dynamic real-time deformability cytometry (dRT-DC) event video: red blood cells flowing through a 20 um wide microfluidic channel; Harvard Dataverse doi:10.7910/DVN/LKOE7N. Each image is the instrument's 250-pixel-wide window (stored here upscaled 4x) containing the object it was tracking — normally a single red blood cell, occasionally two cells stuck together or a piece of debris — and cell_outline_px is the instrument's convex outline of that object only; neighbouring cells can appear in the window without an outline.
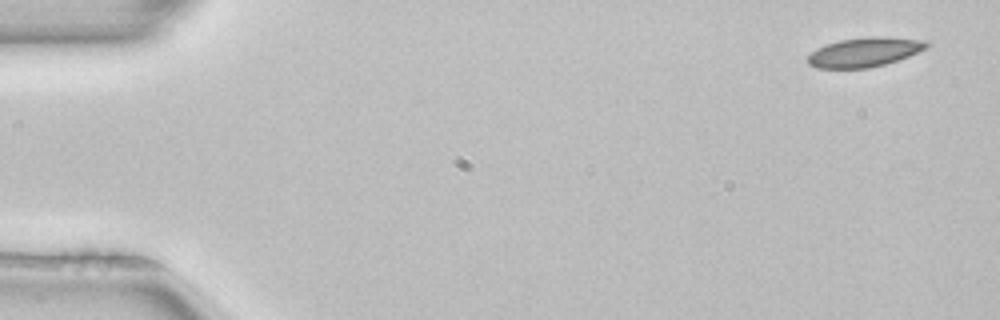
{"species": "common noctule bat (a hibernating species)", "species_latin": "Nyctalus noctula", "temperature_condition": "room temperature", "stored_images_in_passage": 5, "segment_of_instrument_passage": [1, 2], "camera_frame_rate_fps": 3000, "um_per_image_px": 0.085, "animal": {"sex": "female", "body_mass_g": 22.7, "forearm_length_mm": 54.2}, "frame": {"image": 1, "passage_image": 1, "time_ms": 0.0, "image_size_px": [1000, 320], "cell_outline_px": [[928, 48], [908, 56], [884, 64], [868, 68], [816, 68], [808, 64], [808, 56], [816, 48], [824, 44], [840, 40], [868, 36], [884, 36], [924, 40], [928, 44]], "centroid_in_image_um": [73.46, 4.42], "position_along_channel_um": 11.5, "area_um2": 20.35}}
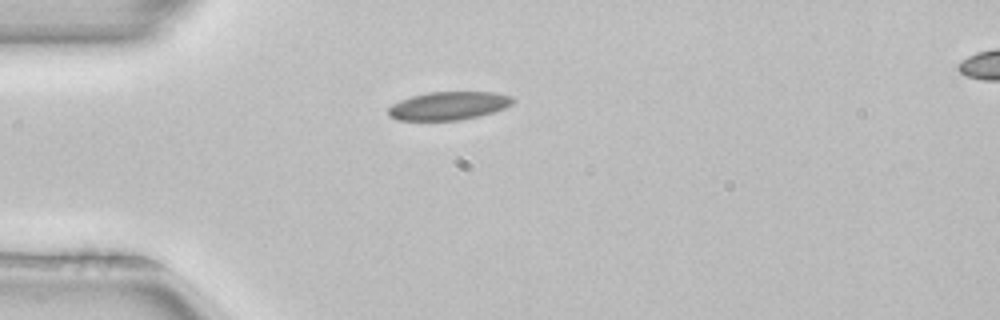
{"frame": {"image": 2, "passage_image": 4, "time_ms": 1.0, "image_size_px": [1000, 320], "cell_outline_px": [[516, 100], [512, 104], [504, 108], [480, 116], [460, 120], [396, 120], [388, 116], [388, 108], [392, 104], [400, 100], [412, 96], [428, 92], [496, 92], [512, 96]], "centroid_in_image_um": [38.14, 8.99], "position_along_channel_um": 46.9, "area_um2": 20.63}}